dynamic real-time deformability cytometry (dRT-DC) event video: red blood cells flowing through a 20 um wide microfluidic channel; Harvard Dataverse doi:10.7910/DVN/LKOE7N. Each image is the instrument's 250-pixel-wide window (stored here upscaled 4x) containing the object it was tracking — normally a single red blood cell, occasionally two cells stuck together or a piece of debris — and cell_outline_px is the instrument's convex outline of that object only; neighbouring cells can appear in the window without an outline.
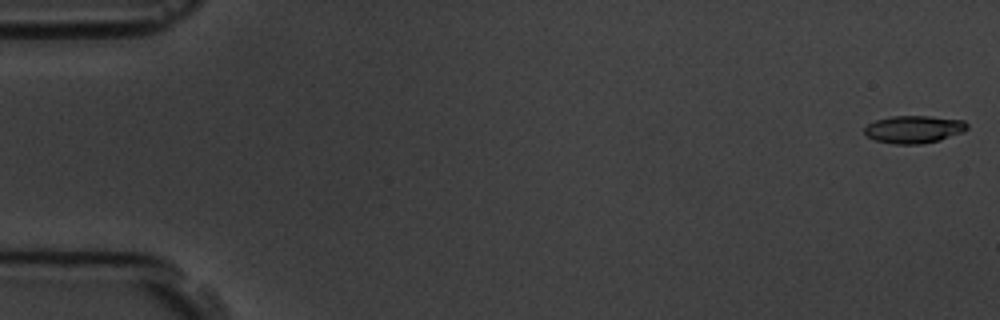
{"species": "common noctule bat (a hibernating species)", "species_latin": "Nyctalus noctula", "temperature_condition": "room temperature", "stored_images_in_passage": 5, "camera_frame_rate_fps": 3000, "um_per_image_px": 0.085, "animal": {"sex": "male", "body_mass_g": 19.5, "forearm_length_mm": 54.6}, "frame": {"image": 1, "passage_image": 1, "time_ms": 0.0, "image_size_px": [1000, 320], "cell_outline_px": [[968, 128], [964, 132], [940, 140], [920, 144], [892, 144], [876, 140], [868, 136], [864, 132], [864, 128], [868, 124], [876, 120], [892, 116], [928, 116], [964, 120], [968, 124]], "centroid_in_image_um": [77.71, 10.99], "position_along_channel_um": 7.3, "area_um2": 16.53}}
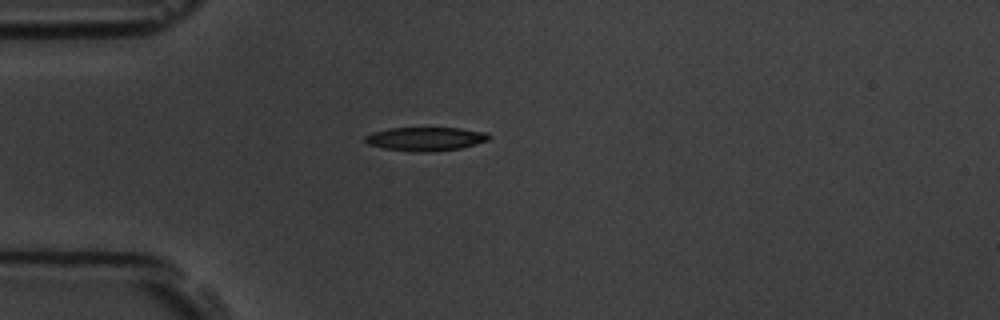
{"frame": {"image": 2, "passage_image": 5, "time_ms": 4.667, "image_size_px": [1000, 320], "cell_outline_px": [[488, 140], [460, 148], [432, 152], [420, 152], [384, 148], [368, 144], [364, 140], [364, 136], [372, 132], [388, 128], [460, 128], [488, 132]], "centroid_in_image_um": [36.15, 11.8], "position_along_channel_um": 48.9, "area_um2": 16.99}}